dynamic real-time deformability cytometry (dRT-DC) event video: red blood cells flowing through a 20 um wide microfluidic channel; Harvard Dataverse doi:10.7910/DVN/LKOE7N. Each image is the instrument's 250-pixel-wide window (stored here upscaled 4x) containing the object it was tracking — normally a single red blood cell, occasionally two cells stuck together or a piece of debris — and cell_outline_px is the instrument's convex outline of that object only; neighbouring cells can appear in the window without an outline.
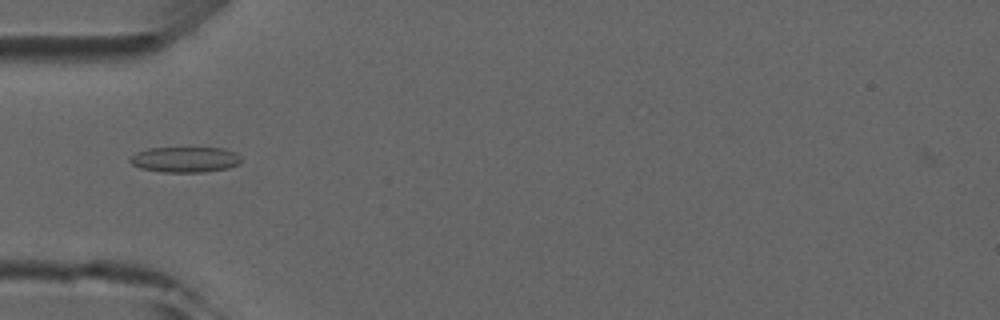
{"species": "common noctule bat (a hibernating species)", "species_latin": "Nyctalus noctula", "temperature_condition": "room temperature", "stored_images_in_passage": 5, "camera_frame_rate_fps": 3000, "um_per_image_px": 0.085, "animal": {"sex": "male", "forearm_length_mm": 52.5}, "frame": {"image": 1, "passage_image": 4, "time_ms": 3.333, "image_size_px": [1000, 320], "cell_outline_px": [[240, 164], [228, 168], [204, 172], [164, 172], [140, 168], [132, 164], [128, 160], [136, 152], [148, 148], [224, 148], [236, 152], [240, 156]], "centroid_in_image_um": [15.74, 13.56], "position_along_channel_um": 69.3, "area_um2": 16.59}}
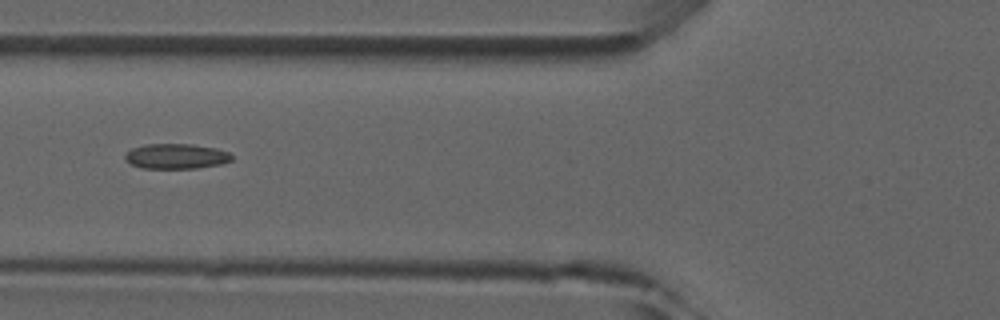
{"frame": {"image": 2, "passage_image": 5, "time_ms": 4.333, "image_size_px": [1000, 320], "cell_outline_px": [[232, 160], [220, 164], [196, 168], [140, 168], [124, 160], [124, 156], [132, 148], [144, 144], [192, 144], [216, 148], [228, 152], [232, 156]], "centroid_in_image_um": [14.95, 13.28], "position_along_channel_um": 110.8, "area_um2": 15.61}}